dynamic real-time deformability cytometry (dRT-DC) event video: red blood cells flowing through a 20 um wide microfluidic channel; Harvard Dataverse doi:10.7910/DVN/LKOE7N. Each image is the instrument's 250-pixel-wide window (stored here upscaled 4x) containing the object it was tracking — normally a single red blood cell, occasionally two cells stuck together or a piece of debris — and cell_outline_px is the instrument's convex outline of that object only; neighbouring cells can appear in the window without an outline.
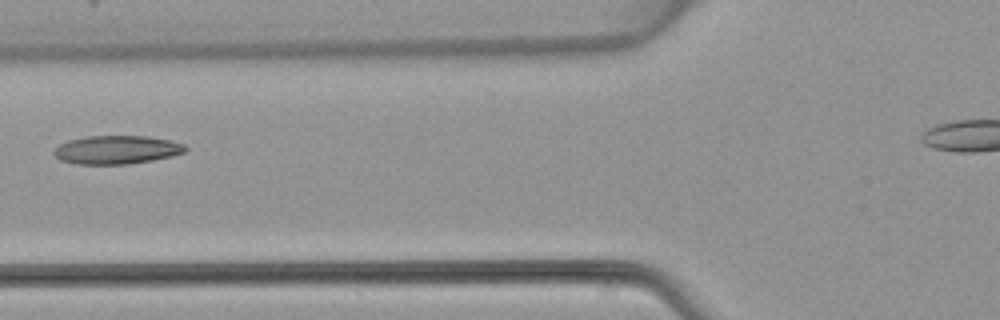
{"species": "common noctule bat (a hibernating species)", "species_latin": "Nyctalus noctula", "temperature_condition": "warm", "stored_images_in_passage": 4, "camera_frame_rate_fps": 3000, "um_per_image_px": 0.085, "animal": {"sex": "female", "body_mass_g": 22.7, "forearm_length_mm": 54.2}, "frame": {"image": 1, "passage_image": 3, "time_ms": 2.333, "image_size_px": [1000, 320], "cell_outline_px": [[188, 148], [184, 152], [172, 156], [152, 160], [128, 164], [76, 164], [60, 160], [52, 152], [60, 144], [68, 140], [88, 136], [148, 136], [168, 140], [184, 144]], "centroid_in_image_um": [9.91, 12.73], "position_along_channel_um": 115.9, "area_um2": 21.73}}